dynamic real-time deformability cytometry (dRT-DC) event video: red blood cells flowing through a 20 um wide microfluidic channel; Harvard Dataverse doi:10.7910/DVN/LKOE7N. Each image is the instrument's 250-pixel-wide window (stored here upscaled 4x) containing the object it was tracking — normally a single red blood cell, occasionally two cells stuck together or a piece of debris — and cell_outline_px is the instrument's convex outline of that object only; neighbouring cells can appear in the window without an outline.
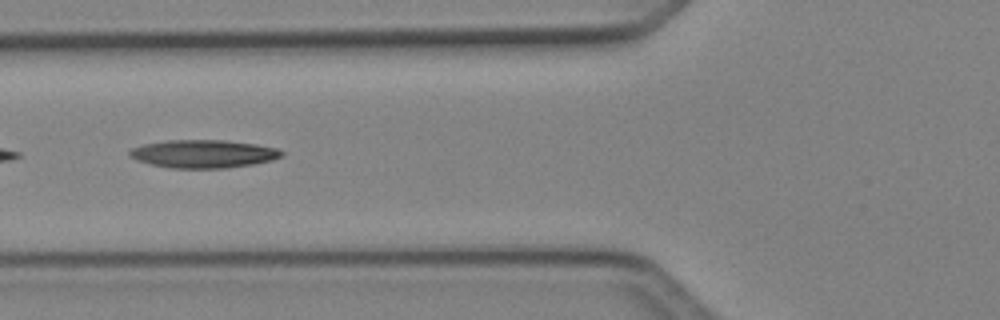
{"species": "Egyptian fruit bat (a non-hibernating species)", "species_latin": "Rousettus aegyptiacus", "temperature_condition": "cold", "stored_images_in_passage": 22, "camera_frame_rate_fps": 3000, "um_per_image_px": 0.085, "animal": {"sex": "female"}, "frame": {"image": 1, "passage_image": 11, "time_ms": 3.333, "image_size_px": [1000, 320], "cell_outline_px": [[284, 156], [272, 160], [252, 164], [228, 168], [168, 168], [136, 160], [128, 156], [128, 152], [132, 148], [144, 144], [168, 140], [224, 140], [256, 144], [276, 148], [284, 152]], "centroid_in_image_um": [17.29, 13.08], "position_along_channel_um": 108.5, "area_um2": 24.91}}
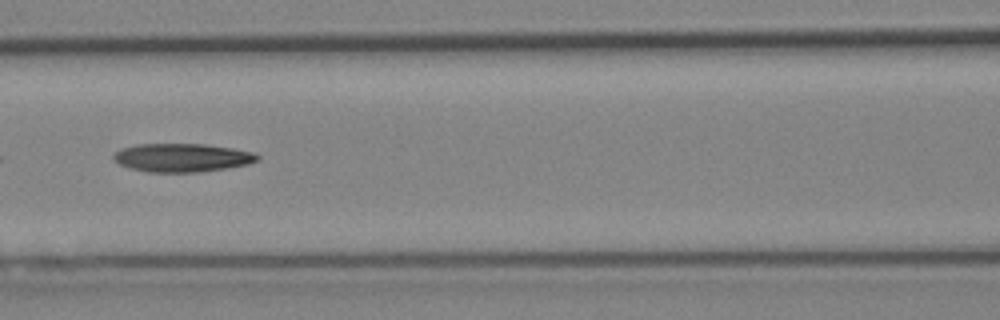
{"frame": {"image": 2, "passage_image": 14, "time_ms": 4.333, "image_size_px": [1000, 320], "cell_outline_px": [[260, 156], [256, 160], [248, 164], [200, 172], [148, 172], [128, 168], [112, 160], [112, 156], [120, 148], [136, 144], [204, 144], [232, 148], [252, 152]], "centroid_in_image_um": [15.41, 13.4], "position_along_channel_um": 151.2, "area_um2": 23.81}}
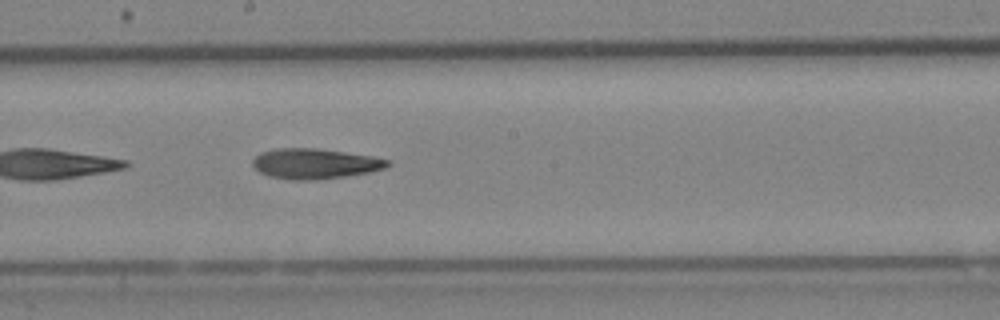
{"frame": {"image": 3, "passage_image": 19, "time_ms": 6.0, "image_size_px": [1000, 320], "cell_outline_px": [[392, 164], [384, 168], [372, 172], [348, 176], [320, 180], [292, 180], [268, 176], [260, 172], [252, 164], [252, 160], [260, 152], [276, 148], [316, 148], [372, 156], [392, 160]], "centroid_in_image_um": [26.8, 13.92], "position_along_channel_um": 221.4, "area_um2": 24.1}}